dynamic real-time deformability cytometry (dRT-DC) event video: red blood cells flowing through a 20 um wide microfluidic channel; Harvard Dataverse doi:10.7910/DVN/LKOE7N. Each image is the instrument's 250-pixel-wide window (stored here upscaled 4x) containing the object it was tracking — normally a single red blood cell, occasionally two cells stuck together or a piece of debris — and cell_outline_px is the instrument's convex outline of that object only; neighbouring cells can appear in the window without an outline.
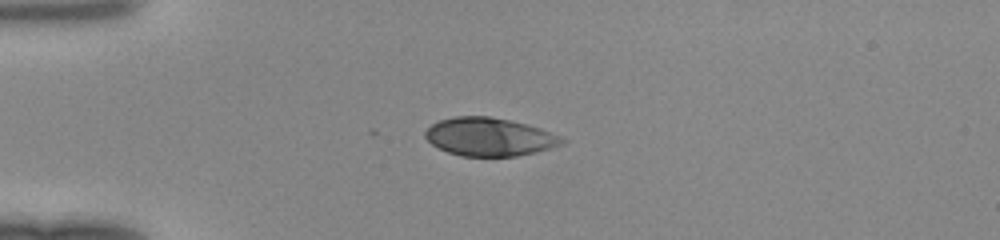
{"species": "human", "species_latin": "Homo sapiens", "temperature_condition": "room temperature", "stored_images_in_passage": 36, "camera_frame_rate_fps": 3000, "um_per_image_px": 0.085, "donor": {"sex": "female"}, "frame": {"image": 1, "passage_image": 1, "time_ms": 0.0, "image_size_px": [1000, 240], "cell_outline_px": [[568, 140], [564, 144], [552, 148], [536, 152], [516, 156], [460, 156], [448, 152], [432, 144], [424, 136], [424, 132], [432, 124], [440, 120], [456, 116], [488, 116], [528, 124], [540, 128], [560, 136]], "centroid_in_image_um": [41.63, 11.64], "position_along_channel_um": 43.4, "area_um2": 30.46}}
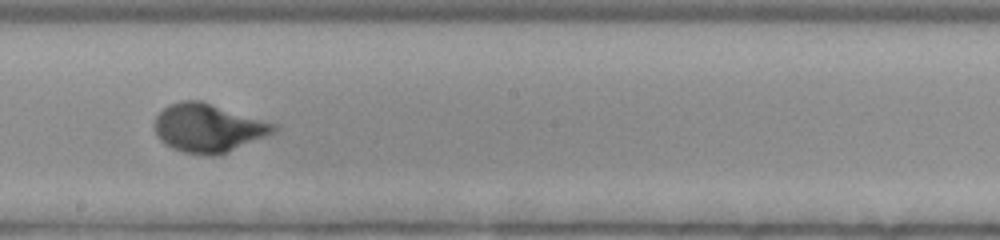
{"frame": {"image": 2, "passage_image": 16, "time_ms": 5.0, "image_size_px": [1000, 240], "cell_outline_px": [[280, 128], [276, 132], [228, 152], [216, 156], [208, 156], [184, 152], [172, 148], [164, 144], [160, 140], [152, 124], [156, 116], [168, 104], [180, 100], [200, 100], [276, 124]], "centroid_in_image_um": [17.68, 10.88], "position_along_channel_um": 230.5, "area_um2": 33.81}}
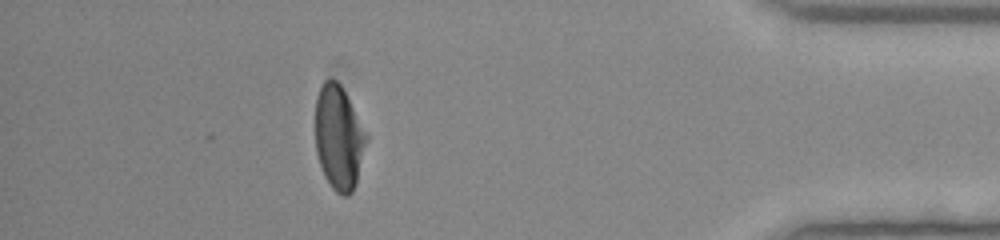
{"frame": {"image": 3, "passage_image": 31, "time_ms": 10.0, "image_size_px": [1000, 240], "cell_outline_px": [[368, 136], [356, 184], [352, 192], [348, 196], [344, 196], [336, 192], [332, 188], [324, 176], [316, 152], [316, 96], [324, 80], [328, 76], [332, 76], [340, 84]], "centroid_in_image_um": [28.78, 11.69], "position_along_channel_um": 406.4, "area_um2": 30.87}}